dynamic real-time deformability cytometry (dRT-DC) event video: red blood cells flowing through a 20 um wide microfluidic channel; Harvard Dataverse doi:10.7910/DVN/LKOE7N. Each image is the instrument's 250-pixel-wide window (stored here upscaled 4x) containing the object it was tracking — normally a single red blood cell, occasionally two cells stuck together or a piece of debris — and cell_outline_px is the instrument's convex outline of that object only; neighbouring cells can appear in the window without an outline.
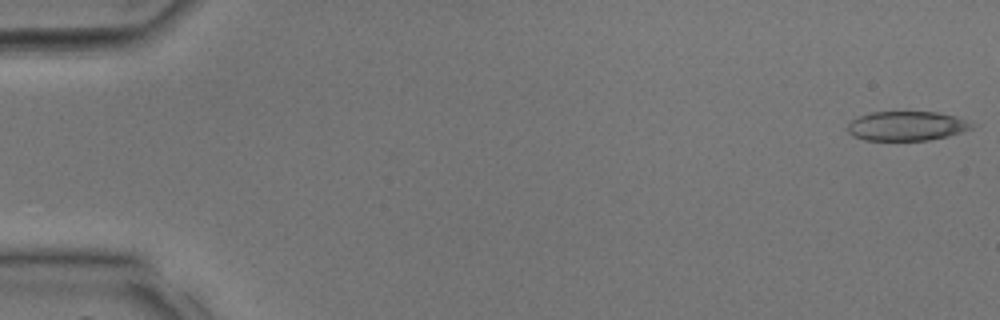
{"species": "common noctule bat (a hibernating species)", "species_latin": "Nyctalus noctula", "temperature_condition": "room temperature", "stored_images_in_passage": 38, "camera_frame_rate_fps": 3000, "um_per_image_px": 0.085, "animal": {"sex": "male", "body_mass_g": 17.9, "forearm_length_mm": 54.2}, "frame": {"image": 1, "passage_image": 1, "time_ms": 0.0, "image_size_px": [1000, 320], "cell_outline_px": [[980, 124], [972, 128], [948, 136], [928, 140], [864, 140], [852, 136], [848, 132], [848, 124], [852, 120], [860, 116], [872, 112], [936, 112], [956, 116]], "centroid_in_image_um": [77.12, 10.71], "position_along_channel_um": 7.9, "area_um2": 21.39}}
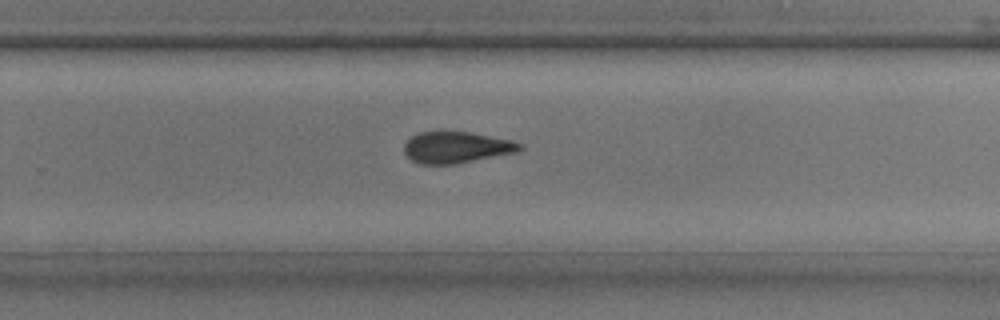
{"frame": {"image": 2, "passage_image": 25, "time_ms": 8.0, "image_size_px": [1000, 320], "cell_outline_px": [[524, 148], [516, 152], [456, 164], [420, 164], [412, 160], [404, 152], [404, 144], [412, 136], [420, 132], [468, 132], [512, 140], [524, 144]], "centroid_in_image_um": [38.82, 12.53], "position_along_channel_um": 291.0, "area_um2": 21.04}}
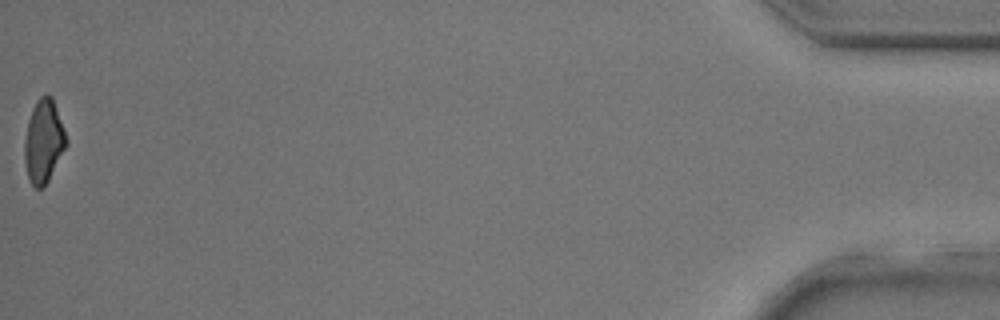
{"frame": {"image": 3, "passage_image": 38, "time_ms": 12.333, "image_size_px": [1000, 320], "cell_outline_px": [[68, 144], [44, 188], [36, 188], [32, 184], [28, 176], [24, 160], [24, 140], [28, 120], [32, 108], [36, 100], [40, 96], [52, 96], [68, 140]], "centroid_in_image_um": [3.71, 12.01], "position_along_channel_um": 431.5, "area_um2": 20.23}}